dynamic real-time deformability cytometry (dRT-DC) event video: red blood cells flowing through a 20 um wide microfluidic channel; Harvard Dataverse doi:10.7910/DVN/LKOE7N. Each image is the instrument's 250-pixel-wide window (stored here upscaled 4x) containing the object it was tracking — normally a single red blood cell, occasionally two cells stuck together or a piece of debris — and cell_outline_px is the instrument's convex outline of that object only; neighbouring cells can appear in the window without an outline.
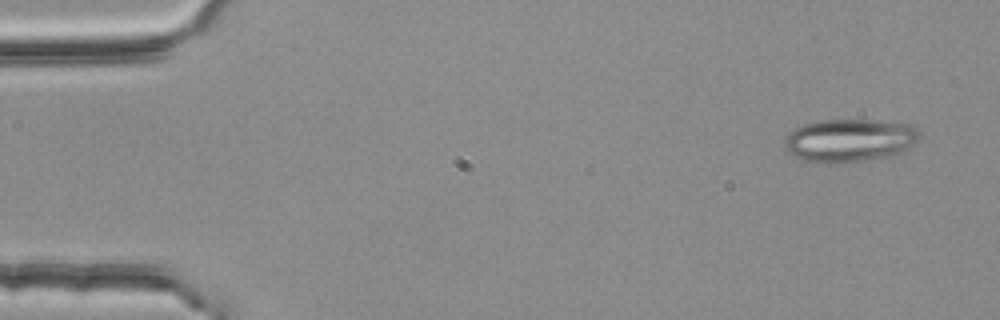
{"species": "common noctule bat (a hibernating species)", "species_latin": "Nyctalus noctula", "temperature_condition": "room temperature", "stored_images_in_passage": 4, "camera_frame_rate_fps": 3000, "um_per_image_px": 0.085, "animal": {"sex": "female", "body_mass_g": 25.1}, "frame": {"image": 1, "passage_image": 1, "time_ms": 0.0, "image_size_px": [1000, 320], "cell_outline_px": [[920, 136], [904, 152], [892, 156], [836, 164], [824, 164], [804, 160], [788, 152], [784, 144], [784, 136], [788, 132], [804, 124], [820, 120], [868, 120], [912, 124], [920, 132]], "centroid_in_image_um": [72.2, 11.94], "position_along_channel_um": 12.8, "area_um2": 34.1}}